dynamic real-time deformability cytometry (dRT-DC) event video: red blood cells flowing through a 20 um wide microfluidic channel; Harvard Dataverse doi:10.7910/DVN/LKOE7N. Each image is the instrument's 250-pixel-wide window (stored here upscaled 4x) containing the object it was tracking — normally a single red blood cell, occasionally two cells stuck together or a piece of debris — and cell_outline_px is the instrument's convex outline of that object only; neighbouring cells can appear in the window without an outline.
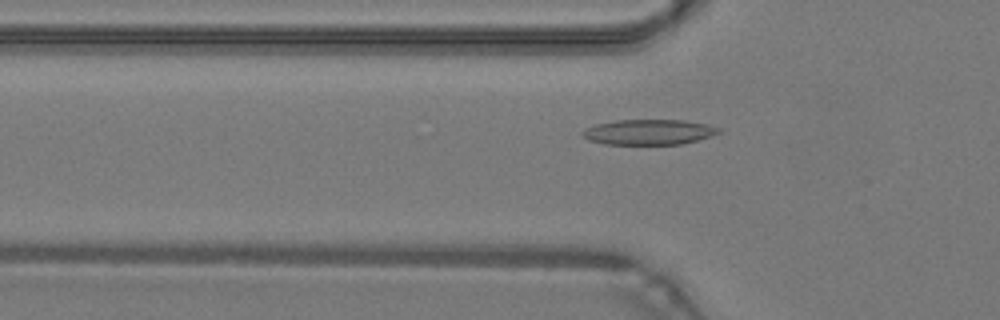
{"species": "common noctule bat (a hibernating species)", "species_latin": "Nyctalus noctula", "temperature_condition": "warm", "stored_images_in_passage": 36, "camera_frame_rate_fps": 3000, "um_per_image_px": 0.085, "animal": {"sex": "male", "body_mass_g": 19.2, "forearm_length_mm": 51.8}, "frame": {"image": 1, "passage_image": 4, "time_ms": 1.0, "image_size_px": [1000, 320], "cell_outline_px": [[720, 132], [712, 136], [680, 144], [604, 144], [588, 140], [580, 132], [584, 128], [596, 124], [616, 120], [684, 120], [708, 124], [720, 128]], "centroid_in_image_um": [55.13, 11.22], "position_along_channel_um": 70.7, "area_um2": 20.11}}
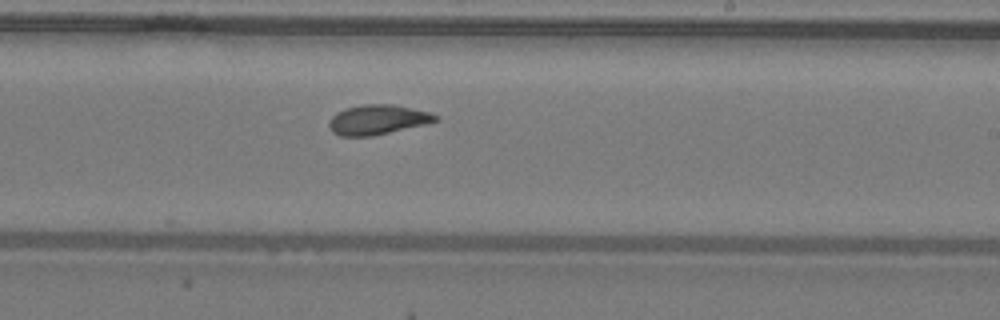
{"frame": {"image": 2, "passage_image": 17, "time_ms": 5.333, "image_size_px": [1000, 320], "cell_outline_px": [[440, 120], [424, 124], [372, 136], [340, 136], [332, 132], [328, 124], [328, 120], [336, 112], [344, 108], [364, 104], [392, 104], [412, 108], [428, 112], [440, 116]], "centroid_in_image_um": [32.06, 10.16], "position_along_channel_um": 256.9, "area_um2": 18.5}}
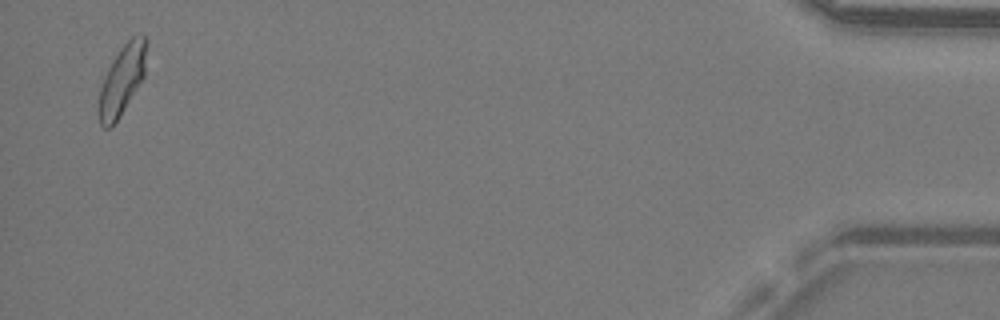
{"frame": {"image": 3, "passage_image": 35, "time_ms": 11.333, "image_size_px": [1000, 320], "cell_outline_px": [[148, 40], [144, 76], [120, 116], [112, 128], [104, 128], [100, 124], [100, 88], [104, 76], [112, 60], [120, 48], [132, 36], [140, 32], [144, 32]], "centroid_in_image_um": [10.42, 6.71], "position_along_channel_um": 424.8, "area_um2": 19.42}, "authors_computed_cell_mechanics": {"area_um2": 18.5827, "velocity_mm_per_s": 4.2888, "shape_relaxation_time_tau1_ms": 7.7591, "shape_relaxation_time_tau2_ms": 1.6865, "deformation_change_tau1": 0.2193, "deformation_change_tau2": 0.0751}}